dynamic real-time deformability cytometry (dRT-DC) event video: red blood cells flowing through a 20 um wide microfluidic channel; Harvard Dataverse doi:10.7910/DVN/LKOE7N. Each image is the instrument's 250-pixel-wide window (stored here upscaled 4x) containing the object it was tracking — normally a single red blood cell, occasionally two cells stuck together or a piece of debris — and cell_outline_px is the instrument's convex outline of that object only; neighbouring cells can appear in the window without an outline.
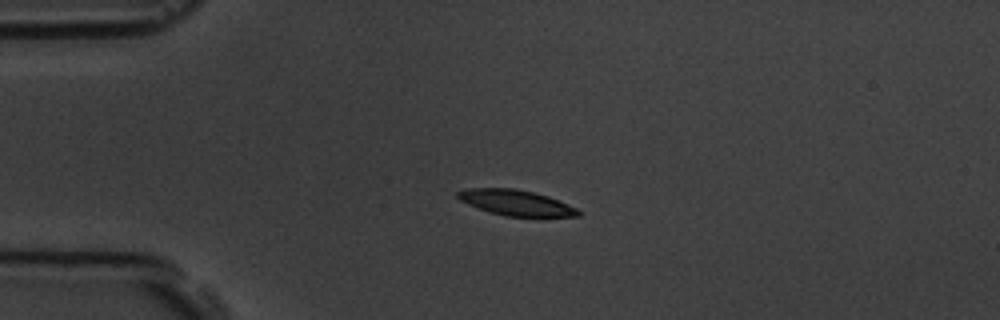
{"species": "common noctule bat (a hibernating species)", "species_latin": "Nyctalus noctula", "temperature_condition": "room temperature", "stored_images_in_passage": 4, "camera_frame_rate_fps": 3000, "um_per_image_px": 0.085, "animal": {"sex": "male", "body_mass_g": 19.5, "forearm_length_mm": 54.6}, "frame": {"image": 1, "passage_image": 3, "time_ms": 3.333, "image_size_px": [1000, 320], "cell_outline_px": [[580, 216], [504, 216], [488, 212], [468, 204], [460, 200], [456, 196], [456, 192], [468, 188], [516, 188], [548, 196], [576, 208], [580, 212]], "centroid_in_image_um": [43.8, 17.22], "position_along_channel_um": 41.2, "area_um2": 17.8}}